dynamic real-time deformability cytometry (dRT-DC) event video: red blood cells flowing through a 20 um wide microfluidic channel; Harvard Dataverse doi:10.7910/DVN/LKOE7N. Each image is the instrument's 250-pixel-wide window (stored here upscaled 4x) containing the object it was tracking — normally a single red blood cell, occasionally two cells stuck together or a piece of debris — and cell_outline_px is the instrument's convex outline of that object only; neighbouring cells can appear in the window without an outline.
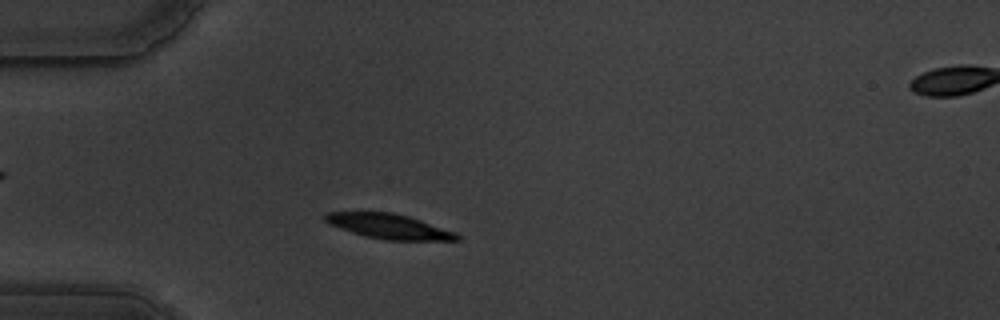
{"species": "common noctule bat (a hibernating species)", "species_latin": "Nyctalus noctula", "temperature_condition": "warm", "stored_images_in_passage": 50, "camera_frame_rate_fps": 3000, "um_per_image_px": 0.085, "animal": {"sex": "male", "body_mass_g": 19.5, "forearm_length_mm": 54.6}, "frame": {"image": 1, "passage_image": 9, "time_ms": 2.667, "image_size_px": [1000, 320], "cell_outline_px": [[460, 240], [384, 240], [364, 236], [340, 228], [324, 220], [324, 216], [328, 212], [392, 212], [408, 216], [456, 232], [460, 236]], "centroid_in_image_um": [33.08, 19.24], "position_along_channel_um": 51.9, "area_um2": 18.9}}
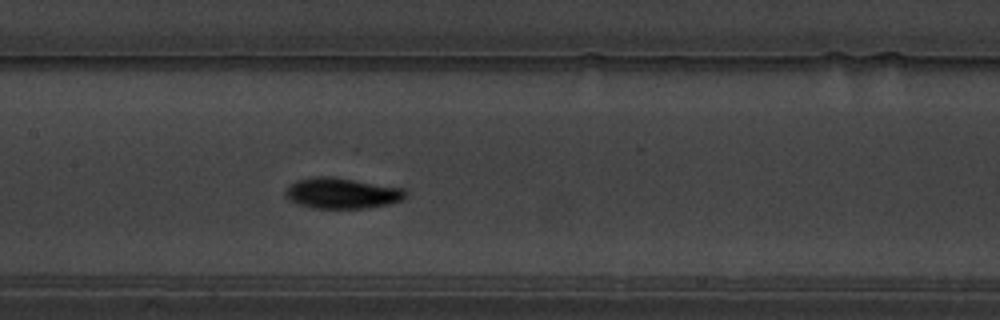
{"frame": {"image": 2, "passage_image": 21, "time_ms": 6.667, "image_size_px": [1000, 320], "cell_outline_px": [[408, 196], [400, 200], [388, 204], [364, 208], [316, 208], [296, 204], [288, 196], [288, 188], [296, 180], [312, 176], [332, 176], [404, 188], [408, 192]], "centroid_in_image_um": [29.12, 16.41], "position_along_channel_um": 178.3, "area_um2": 21.33}}
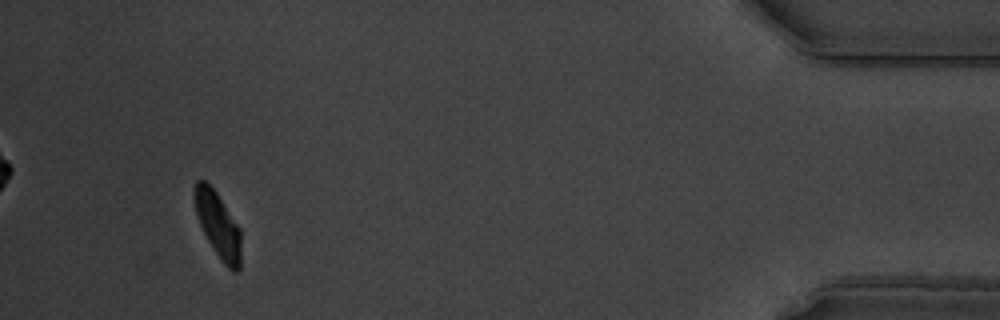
{"frame": {"image": 3, "passage_image": 47, "time_ms": 15.333, "image_size_px": [1000, 320], "cell_outline_px": [[240, 268], [236, 272], [232, 272], [224, 264], [208, 240], [200, 224], [196, 212], [192, 192], [192, 188], [196, 180], [204, 180], [216, 192], [240, 228]], "centroid_in_image_um": [18.51, 19.09], "position_along_channel_um": 416.7, "area_um2": 17.57}, "authors_computed_cell_mechanics": {"area_um2": 20.1433, "velocity_mm_per_s": 3.4788, "shape_relaxation_time_tau1_ms": 3.7422, "shape_relaxation_time_tau2_ms": 1.7147, "deformation_change_tau1": 0.1704, "deformation_change_tau2": 0.033}}